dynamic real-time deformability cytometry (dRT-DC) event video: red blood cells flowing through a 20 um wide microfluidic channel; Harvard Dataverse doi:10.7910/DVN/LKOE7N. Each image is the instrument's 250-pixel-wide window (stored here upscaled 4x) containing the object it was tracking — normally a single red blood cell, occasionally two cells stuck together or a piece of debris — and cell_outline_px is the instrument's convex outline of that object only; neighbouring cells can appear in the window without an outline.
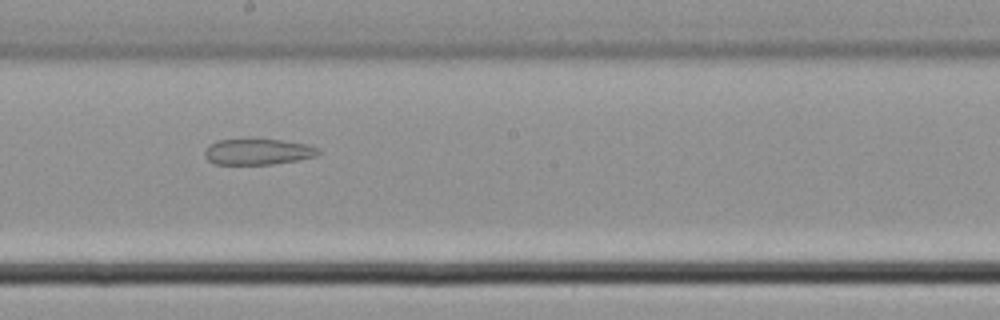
{"species": "common noctule bat (a hibernating species)", "species_latin": "Nyctalus noctula", "temperature_condition": "cold", "stored_images_in_passage": 38, "segment_of_instrument_passage": [2, 2], "camera_frame_rate_fps": 3000, "um_per_image_px": 0.085, "animal": {"sex": "male", "body_mass_g": 21.5, "forearm_length_mm": 52.0}, "frame": {"image": 1, "passage_image": 21, "time_ms": 6.667, "image_size_px": [1000, 320], "cell_outline_px": [[320, 152], [316, 156], [296, 160], [272, 164], [216, 164], [208, 160], [204, 156], [204, 148], [208, 144], [216, 140], [280, 140], [308, 144], [316, 148]], "centroid_in_image_um": [21.86, 12.9], "position_along_channel_um": 226.3, "area_um2": 16.99}}
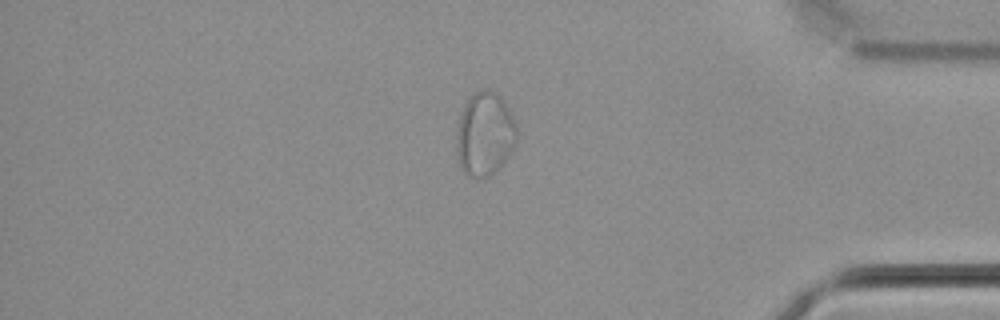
{"frame": {"image": 2, "passage_image": 32, "time_ms": 10.333, "image_size_px": [1000, 320], "cell_outline_px": [[516, 144], [508, 156], [488, 176], [468, 176], [464, 172], [460, 164], [456, 152], [456, 128], [464, 104], [476, 92], [484, 88], [496, 92], [500, 96], [508, 108], [516, 124]], "centroid_in_image_um": [41.19, 11.36], "position_along_channel_um": 394.0, "area_um2": 29.02}}
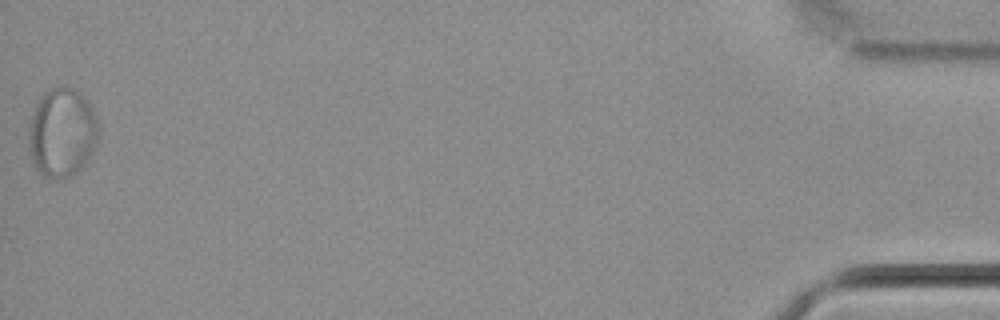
{"frame": {"image": 3, "passage_image": 38, "time_ms": 12.333, "image_size_px": [1000, 320], "cell_outline_px": [[96, 148], [84, 164], [76, 172], [60, 180], [56, 180], [44, 176], [32, 164], [28, 140], [28, 132], [32, 116], [36, 104], [40, 96], [44, 92], [52, 88], [72, 88], [80, 92], [88, 100], [96, 116]], "centroid_in_image_um": [5.25, 11.29], "position_along_channel_um": 430.0, "area_um2": 36.07}}